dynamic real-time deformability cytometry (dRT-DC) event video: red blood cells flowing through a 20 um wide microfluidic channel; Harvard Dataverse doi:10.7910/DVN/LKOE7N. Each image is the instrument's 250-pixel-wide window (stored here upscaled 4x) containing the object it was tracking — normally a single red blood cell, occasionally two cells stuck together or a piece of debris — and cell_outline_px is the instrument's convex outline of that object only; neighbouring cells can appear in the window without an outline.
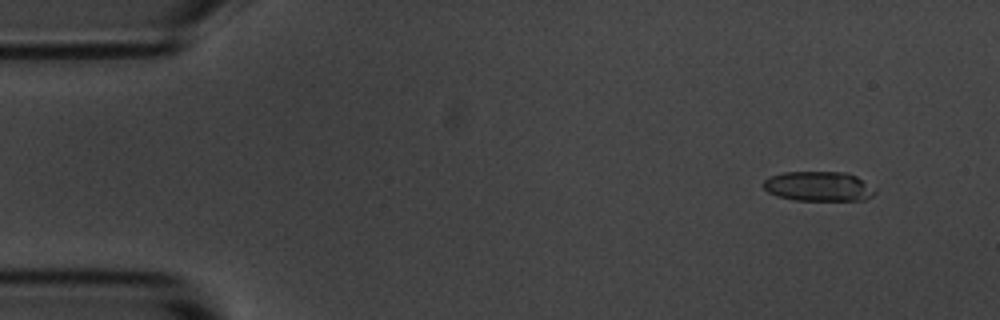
{"species": "common noctule bat (a hibernating species)", "species_latin": "Nyctalus noctula", "temperature_condition": "room temperature", "stored_images_in_passage": 6, "camera_frame_rate_fps": 3000, "um_per_image_px": 0.085, "animal": {"sex": "male", "body_mass_g": 20.1, "forearm_length_mm": 53.5}, "frame": {"image": 1, "passage_image": 2, "time_ms": 1.333, "image_size_px": [1000, 320], "cell_outline_px": [[876, 192], [872, 196], [864, 200], [792, 200], [776, 196], [768, 192], [760, 184], [768, 176], [784, 172], [844, 172], [856, 176], [876, 188]], "centroid_in_image_um": [69.55, 15.84], "position_along_channel_um": 15.5, "area_um2": 19.59}}
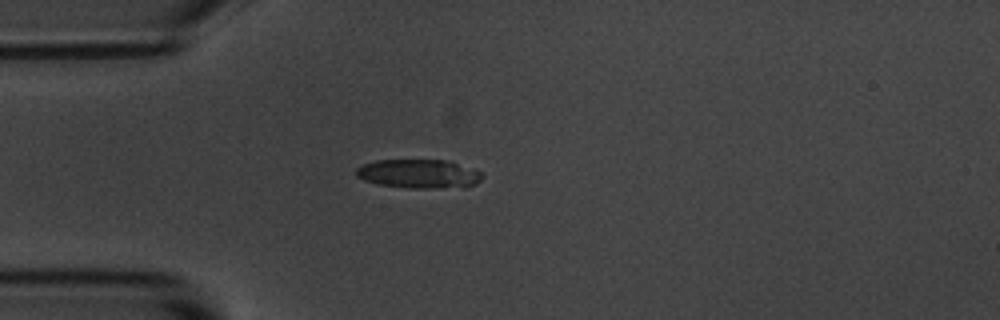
{"frame": {"image": 2, "passage_image": 5, "time_ms": 4.667, "image_size_px": [1000, 320], "cell_outline_px": [[484, 176], [476, 184], [432, 188], [412, 188], [380, 184], [364, 180], [356, 176], [356, 168], [364, 164], [376, 160], [448, 160], [480, 172]], "centroid_in_image_um": [35.55, 14.76], "position_along_channel_um": 49.4, "area_um2": 20.75}}